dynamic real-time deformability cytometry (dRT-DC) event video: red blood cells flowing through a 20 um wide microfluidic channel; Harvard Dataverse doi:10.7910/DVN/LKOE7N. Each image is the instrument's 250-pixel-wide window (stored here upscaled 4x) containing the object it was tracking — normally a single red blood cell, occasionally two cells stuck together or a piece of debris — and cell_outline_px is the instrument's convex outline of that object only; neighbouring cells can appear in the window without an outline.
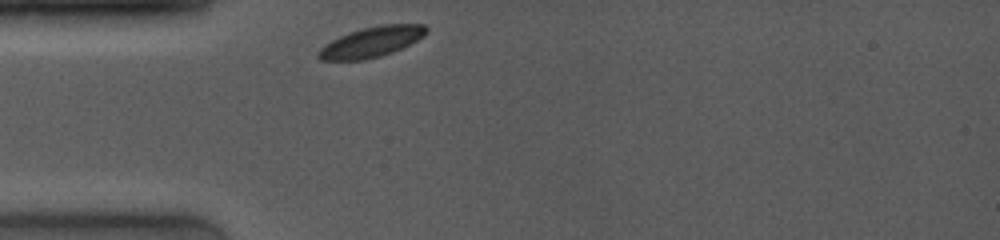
{"species": "common noctule bat (a hibernating species)", "species_latin": "Nyctalus noctula", "temperature_condition": "room temperature", "stored_images_in_passage": 2, "camera_frame_rate_fps": 4000, "um_per_image_px": 0.085, "animal": {"sex": "female", "body_mass_g": 19.0, "forearm_length_mm": 53.3}, "frame": {"image": 1, "passage_image": 1, "time_ms": 0.0, "image_size_px": [1000, 240], "cell_outline_px": [[428, 32], [424, 36], [392, 52], [380, 56], [364, 60], [320, 60], [316, 56], [316, 52], [324, 44], [348, 32], [364, 28], [384, 24], [424, 24], [428, 28]], "centroid_in_image_um": [31.55, 3.57], "position_along_channel_um": 53.5, "area_um2": 19.02}}